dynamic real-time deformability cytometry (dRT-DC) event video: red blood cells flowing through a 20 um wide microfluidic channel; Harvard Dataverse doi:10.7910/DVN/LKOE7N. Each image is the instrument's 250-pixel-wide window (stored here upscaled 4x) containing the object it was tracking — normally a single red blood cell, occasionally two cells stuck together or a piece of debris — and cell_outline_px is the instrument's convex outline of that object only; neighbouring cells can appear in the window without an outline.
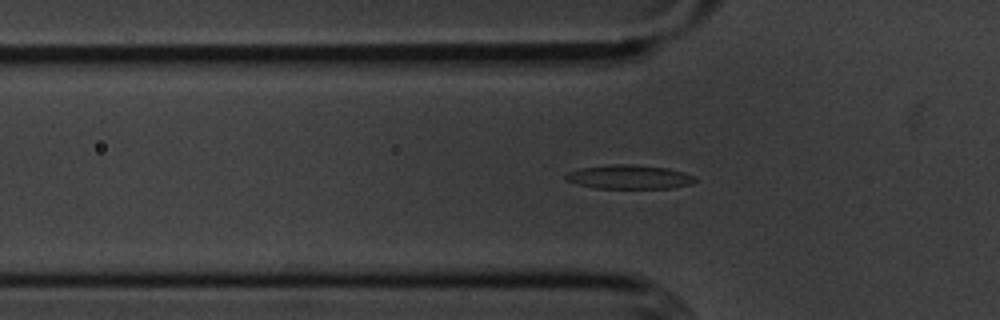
{"species": "common noctule bat (a hibernating species)", "species_latin": "Nyctalus noctula", "temperature_condition": "cold", "stored_images_in_passage": 37, "camera_frame_rate_fps": 3000, "um_per_image_px": 0.085, "animal": {"sex": "male", "body_mass_g": 20.1, "forearm_length_mm": 53.5}, "frame": {"image": 1, "passage_image": 4, "time_ms": 1.0, "image_size_px": [1000, 320], "cell_outline_px": [[696, 180], [688, 184], [672, 188], [596, 188], [576, 184], [564, 180], [564, 176], [568, 172], [580, 168], [612, 164], [632, 164], [668, 168], [684, 172], [696, 176]], "centroid_in_image_um": [53.45, 15.04], "position_along_channel_um": 72.3, "area_um2": 18.15}}
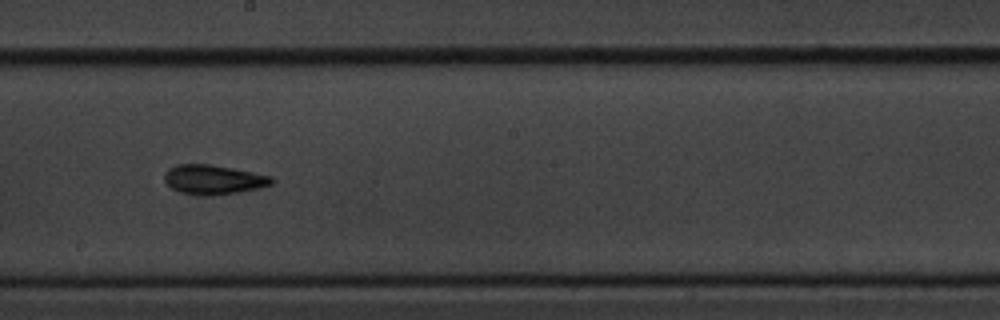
{"frame": {"image": 2, "passage_image": 17, "time_ms": 5.333, "image_size_px": [1000, 320], "cell_outline_px": [[276, 180], [272, 184], [260, 188], [212, 196], [180, 192], [172, 188], [164, 180], [164, 172], [168, 168], [176, 164], [208, 164], [232, 168], [272, 176]], "centroid_in_image_um": [18.15, 15.25], "position_along_channel_um": 230.1, "area_um2": 18.38}}
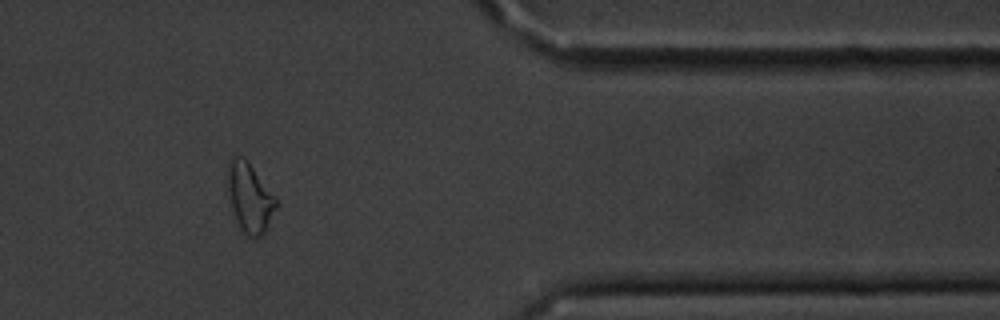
{"frame": {"image": 3, "passage_image": 32, "time_ms": 10.333, "image_size_px": [1000, 320], "cell_outline_px": [[276, 208], [264, 232], [260, 236], [248, 236], [240, 228], [232, 208], [224, 176], [228, 160], [232, 156], [244, 156], [276, 196]], "centroid_in_image_um": [21.17, 16.7], "position_along_channel_um": 390.2, "area_um2": 19.77}}